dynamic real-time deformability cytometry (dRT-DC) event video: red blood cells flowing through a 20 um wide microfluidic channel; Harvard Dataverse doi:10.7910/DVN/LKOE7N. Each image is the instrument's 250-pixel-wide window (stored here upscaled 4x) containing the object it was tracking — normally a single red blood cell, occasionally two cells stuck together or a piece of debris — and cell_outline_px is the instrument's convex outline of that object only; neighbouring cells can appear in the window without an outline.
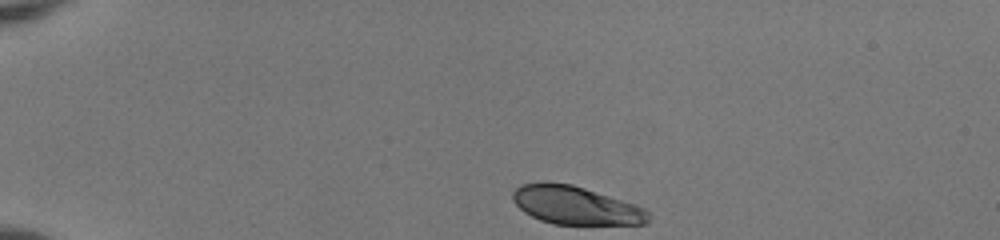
{"species": "human", "species_latin": "Homo sapiens", "temperature_condition": "room temperature", "stored_images_in_passage": 35, "camera_frame_rate_fps": 3000, "um_per_image_px": 0.085, "donor": {"sex": "female"}, "frame": {"image": 1, "passage_image": 1, "time_ms": 0.0, "image_size_px": [1000, 240], "cell_outline_px": [[652, 216], [644, 224], [552, 224], [540, 220], [524, 212], [512, 200], [512, 192], [520, 184], [572, 184], [636, 204], [644, 208]], "centroid_in_image_um": [48.97, 17.48], "position_along_channel_um": 36.0, "area_um2": 29.82}}
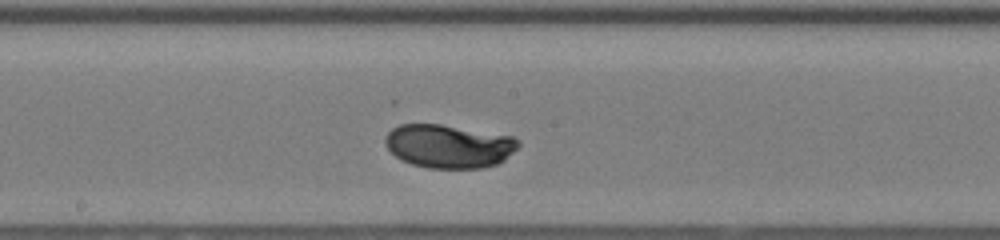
{"frame": {"image": 2, "passage_image": 20, "time_ms": 6.333, "image_size_px": [1000, 240], "cell_outline_px": [[520, 144], [504, 160], [496, 164], [484, 168], [428, 168], [412, 164], [396, 156], [388, 148], [384, 140], [384, 136], [392, 128], [400, 124], [440, 124], [512, 136], [520, 140]], "centroid_in_image_um": [38.14, 12.42], "position_along_channel_um": 210.1, "area_um2": 33.58}}
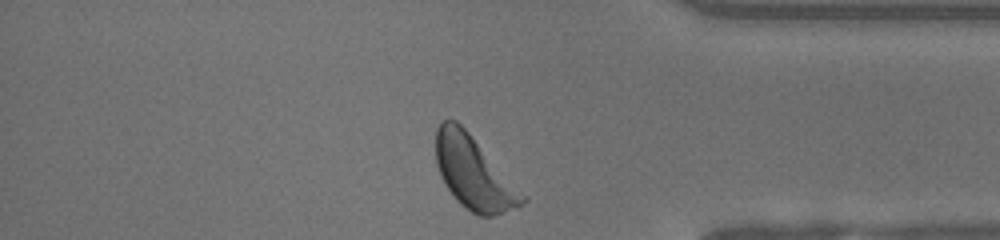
{"frame": {"image": 3, "passage_image": 35, "time_ms": 11.333, "image_size_px": [1000, 240], "cell_outline_px": [[528, 200], [524, 204], [492, 216], [480, 216], [472, 212], [460, 204], [456, 200], [440, 176], [436, 164], [436, 128], [440, 120], [456, 120], [468, 132], [528, 196]], "centroid_in_image_um": [40.28, 14.7], "position_along_channel_um": 394.9, "area_um2": 36.53}, "authors_computed_cell_mechanics": {"area_um2": 33.6974, "velocity_mm_per_s": 3.942, "shape_relaxation_time_tau1_ms": 1.7758, "shape_relaxation_time_tau2_ms": null, "deformation_change_tau1": 0.1327, "deformation_change_tau2": null}}